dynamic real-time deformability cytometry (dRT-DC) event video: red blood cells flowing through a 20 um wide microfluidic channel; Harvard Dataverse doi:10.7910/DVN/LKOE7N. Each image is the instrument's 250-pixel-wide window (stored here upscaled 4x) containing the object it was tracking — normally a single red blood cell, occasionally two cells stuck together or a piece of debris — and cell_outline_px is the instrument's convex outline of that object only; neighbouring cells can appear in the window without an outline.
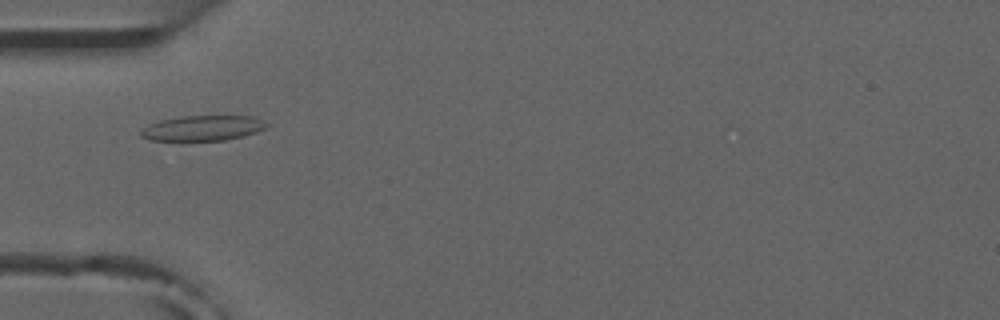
{"species": "common noctule bat (a hibernating species)", "species_latin": "Nyctalus noctula", "temperature_condition": "room temperature", "stored_images_in_passage": 2, "camera_frame_rate_fps": 3000, "um_per_image_px": 0.085, "animal": {"sex": "male", "forearm_length_mm": 52.5}, "frame": {"image": 1, "passage_image": 1, "time_ms": 0.0, "image_size_px": [1000, 320], "cell_outline_px": [[268, 128], [244, 136], [224, 140], [152, 140], [140, 136], [140, 128], [148, 124], [160, 120], [180, 116], [252, 116], [264, 120], [268, 124]], "centroid_in_image_um": [17.24, 10.88], "position_along_channel_um": 67.8, "area_um2": 18.61}}
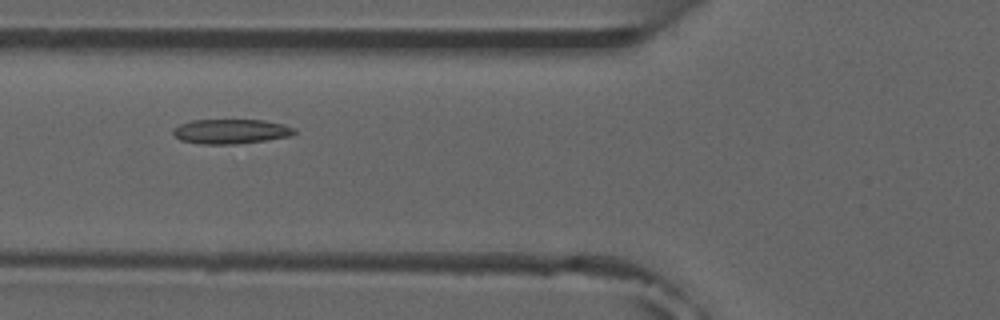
{"frame": {"image": 2, "passage_image": 2, "time_ms": 1.0, "image_size_px": [1000, 320], "cell_outline_px": [[296, 132], [292, 136], [236, 144], [200, 144], [180, 140], [172, 132], [172, 128], [180, 124], [192, 120], [264, 120], [284, 124], [296, 128]], "centroid_in_image_um": [19.63, 11.17], "position_along_channel_um": 106.2, "area_um2": 17.51}}